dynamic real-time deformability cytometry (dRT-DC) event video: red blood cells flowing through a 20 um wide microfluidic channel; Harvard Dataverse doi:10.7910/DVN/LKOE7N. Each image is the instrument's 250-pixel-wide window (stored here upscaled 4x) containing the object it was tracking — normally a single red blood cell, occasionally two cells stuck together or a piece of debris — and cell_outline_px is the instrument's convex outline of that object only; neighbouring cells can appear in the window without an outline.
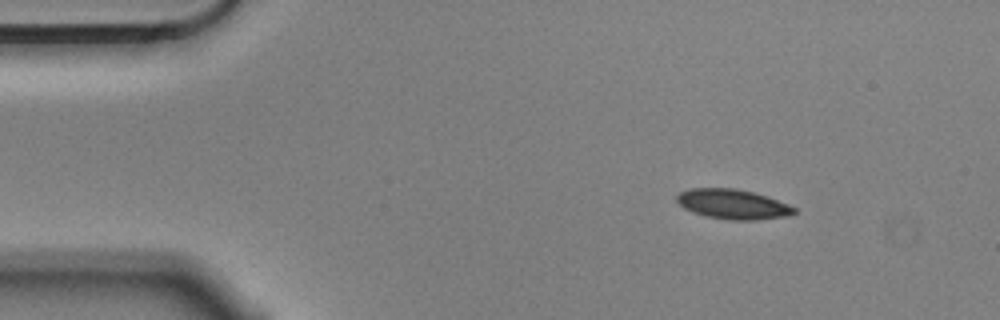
{"species": "Egyptian fruit bat (a non-hibernating species)", "species_latin": "Rousettus aegyptiacus", "temperature_condition": "cold", "stored_images_in_passage": 49, "camera_frame_rate_fps": 3000, "um_per_image_px": 0.085, "animal": {"sex": "male"}, "frame": {"image": 1, "passage_image": 1, "time_ms": 0.0, "image_size_px": [1000, 320], "cell_outline_px": [[796, 212], [788, 216], [756, 220], [732, 220], [708, 216], [692, 212], [684, 208], [676, 200], [676, 196], [680, 192], [688, 188], [736, 188], [756, 192], [768, 196], [788, 204], [796, 208]], "centroid_in_image_um": [62.31, 17.34], "position_along_channel_um": 22.7, "area_um2": 20.52}}
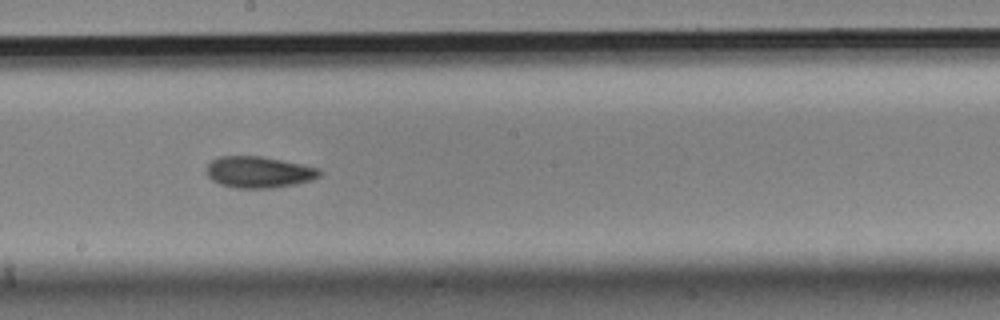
{"frame": {"image": 2, "passage_image": 24, "time_ms": 7.667, "image_size_px": [1000, 320], "cell_outline_px": [[324, 172], [320, 176], [312, 180], [296, 184], [272, 188], [236, 188], [220, 184], [212, 180], [208, 176], [208, 164], [212, 160], [220, 156], [260, 156], [320, 168]], "centroid_in_image_um": [22.04, 14.64], "position_along_channel_um": 226.2, "area_um2": 20.63}}
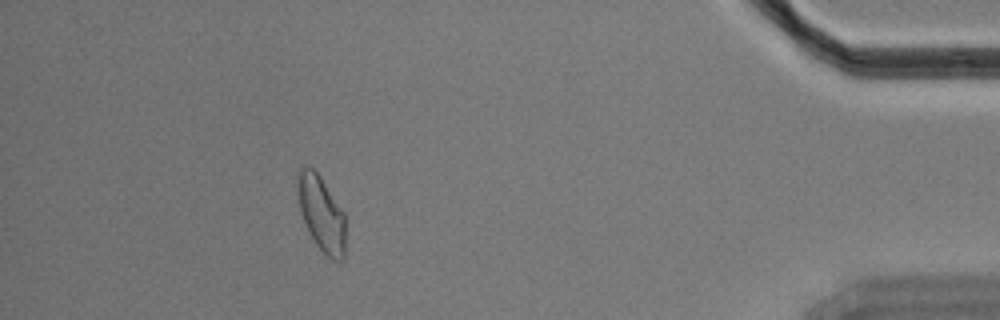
{"frame": {"image": 3, "passage_image": 44, "time_ms": 14.333, "image_size_px": [1000, 320], "cell_outline_px": [[344, 260], [332, 260], [316, 244], [300, 212], [296, 188], [296, 172], [304, 164], [312, 168], [320, 176], [344, 212]], "centroid_in_image_um": [27.28, 18.08], "position_along_channel_um": 407.9, "area_um2": 20.92}, "authors_computed_cell_mechanics": {"area_um2": 20.6346, "velocity_mm_per_s": 3.549, "shape_relaxation_time_tau1_ms": 7.672, "shape_relaxation_time_tau2_ms": 5.3362, "deformation_change_tau1": 0.1236, "deformation_change_tau2": 0.1022}}